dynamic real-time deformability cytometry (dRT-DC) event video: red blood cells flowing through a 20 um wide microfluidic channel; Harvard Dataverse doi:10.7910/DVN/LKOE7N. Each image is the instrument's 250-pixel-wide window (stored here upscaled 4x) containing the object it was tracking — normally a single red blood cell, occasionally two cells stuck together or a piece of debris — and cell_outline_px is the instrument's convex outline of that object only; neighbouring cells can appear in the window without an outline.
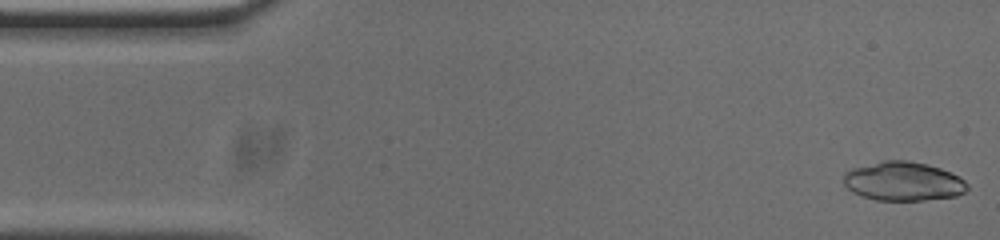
{"species": "common noctule bat (a hibernating species)", "species_latin": "Nyctalus noctula", "temperature_condition": "cold", "stored_images_in_passage": 52, "camera_frame_rate_fps": 3000, "um_per_image_px": 0.085, "animal": {"sex": "male", "body_mass_g": 20.0, "forearm_length_mm": 53.3}, "frame": {"image": 1, "passage_image": 1, "time_ms": 0.0, "image_size_px": [1000, 240], "cell_outline_px": [[968, 188], [964, 192], [956, 196], [924, 200], [876, 200], [860, 196], [852, 192], [844, 184], [844, 172], [852, 168], [884, 160], [904, 160], [928, 164], [952, 172], [964, 180], [968, 184]], "centroid_in_image_um": [76.77, 15.41], "position_along_channel_um": 8.2, "area_um2": 28.21}}
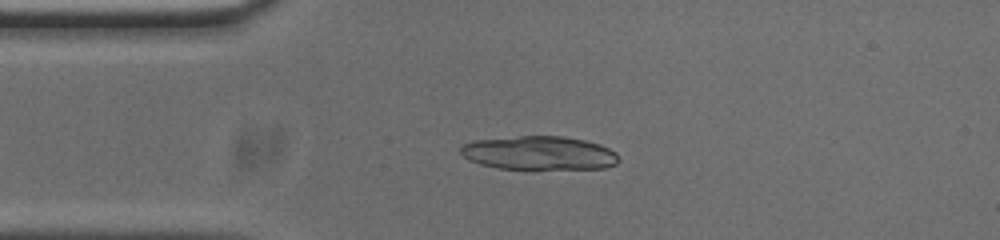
{"frame": {"image": 2, "passage_image": 11, "time_ms": 3.333, "image_size_px": [1000, 240], "cell_outline_px": [[620, 160], [616, 164], [604, 168], [532, 172], [496, 168], [480, 164], [468, 160], [460, 152], [460, 144], [476, 140], [520, 136], [564, 136], [584, 140], [600, 144], [616, 152]], "centroid_in_image_um": [45.83, 13.06], "position_along_channel_um": 39.2, "area_um2": 32.48}}